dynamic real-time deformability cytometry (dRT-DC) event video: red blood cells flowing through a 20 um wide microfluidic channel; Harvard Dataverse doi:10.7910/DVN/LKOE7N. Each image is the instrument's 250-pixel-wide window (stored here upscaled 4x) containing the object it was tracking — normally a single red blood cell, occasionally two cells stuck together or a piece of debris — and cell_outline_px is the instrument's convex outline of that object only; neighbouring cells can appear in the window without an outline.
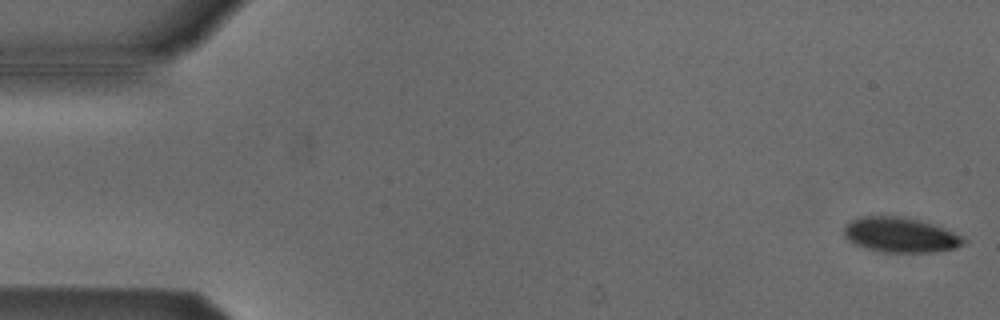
{"species": "Egyptian fruit bat (a non-hibernating species)", "species_latin": "Rousettus aegyptiacus", "temperature_condition": "cold", "stored_images_in_passage": 10, "camera_frame_rate_fps": 3000, "um_per_image_px": 0.085, "animal": {"sex": "male"}, "frame": {"image": 1, "passage_image": 1, "time_ms": 0.0, "image_size_px": [1000, 320], "cell_outline_px": [[968, 240], [956, 248], [932, 252], [884, 252], [868, 248], [856, 244], [848, 240], [844, 236], [844, 228], [852, 220], [860, 216], [904, 216], [920, 220], [944, 228], [964, 236]], "centroid_in_image_um": [76.57, 19.96], "position_along_channel_um": 8.4, "area_um2": 24.33}}